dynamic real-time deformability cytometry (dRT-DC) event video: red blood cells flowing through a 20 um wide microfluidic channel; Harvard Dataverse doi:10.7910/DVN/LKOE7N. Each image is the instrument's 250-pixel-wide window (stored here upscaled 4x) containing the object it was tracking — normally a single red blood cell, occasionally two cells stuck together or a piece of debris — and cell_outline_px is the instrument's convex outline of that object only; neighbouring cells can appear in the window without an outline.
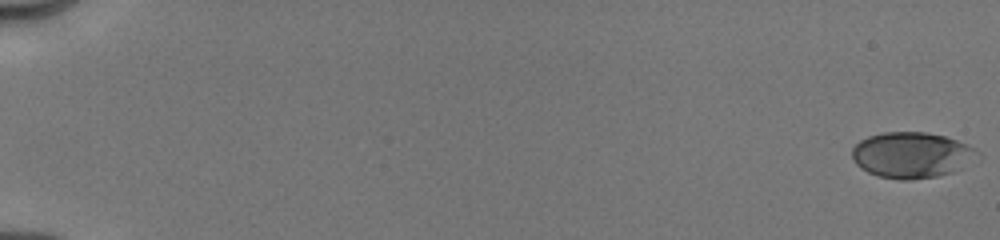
{"species": "human", "species_latin": "Homo sapiens", "temperature_condition": "cold", "stored_images_in_passage": 50, "camera_frame_rate_fps": 3000, "um_per_image_px": 0.085, "donor": {"sex": "male"}, "frame": {"image": 1, "passage_image": 1, "time_ms": 0.0, "image_size_px": [1000, 240], "cell_outline_px": [[980, 152], [952, 172], [936, 176], [908, 180], [900, 180], [880, 176], [868, 172], [860, 168], [852, 160], [852, 148], [860, 140], [868, 136], [884, 132], [924, 132], [944, 136], [968, 144], [976, 148]], "centroid_in_image_um": [77.42, 13.16], "position_along_channel_um": 7.6, "area_um2": 33.06}}
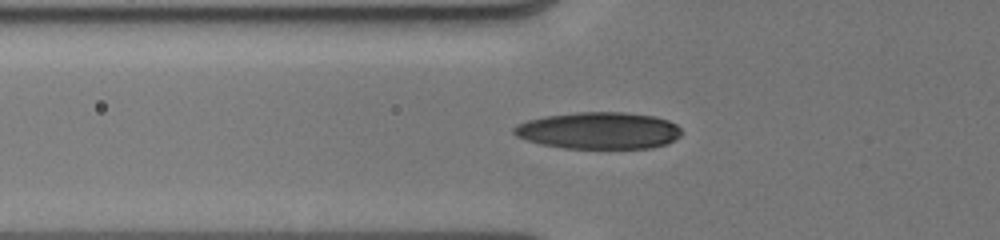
{"frame": {"image": 2, "passage_image": 41, "time_ms": 6.667, "image_size_px": [1000, 240], "cell_outline_px": [[680, 136], [676, 140], [668, 144], [652, 148], [564, 148], [540, 144], [516, 136], [512, 132], [512, 128], [516, 124], [528, 120], [544, 116], [576, 112], [624, 112], [656, 116], [668, 120], [676, 124], [680, 128]], "centroid_in_image_um": [50.91, 11.09], "position_along_channel_um": 74.9, "area_um2": 36.3}}
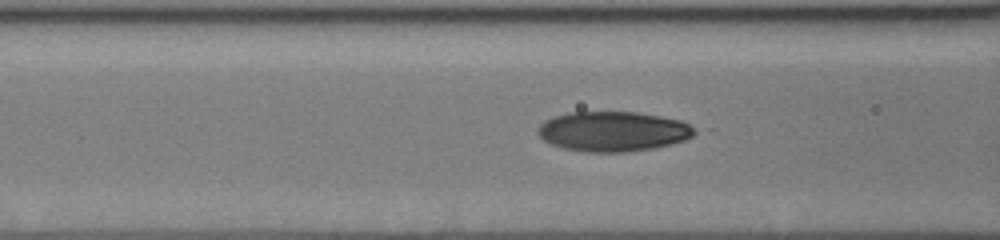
{"frame": {"image": 3, "passage_image": 49, "time_ms": 7.667, "image_size_px": [1000, 240], "cell_outline_px": [[696, 132], [692, 136], [684, 140], [672, 144], [652, 148], [624, 152], [584, 152], [564, 148], [552, 144], [544, 140], [536, 132], [536, 128], [544, 120], [552, 116], [568, 112], [636, 112], [660, 116], [680, 120], [696, 128]], "centroid_in_image_um": [52.08, 11.16], "position_along_channel_um": 114.5, "area_um2": 36.59}}